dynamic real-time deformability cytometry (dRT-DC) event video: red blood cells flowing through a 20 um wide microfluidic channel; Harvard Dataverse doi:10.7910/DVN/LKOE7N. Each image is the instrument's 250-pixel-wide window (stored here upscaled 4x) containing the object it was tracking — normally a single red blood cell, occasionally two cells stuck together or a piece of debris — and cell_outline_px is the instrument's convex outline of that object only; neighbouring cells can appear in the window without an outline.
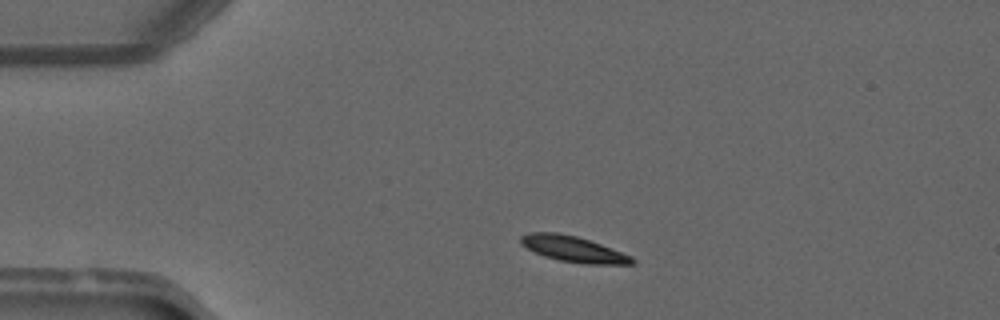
{"species": "common noctule bat (a hibernating species)", "species_latin": "Nyctalus noctula", "temperature_condition": "warm", "stored_images_in_passage": 44, "camera_frame_rate_fps": 3000, "um_per_image_px": 0.085, "animal": {"sex": "male", "forearm_length_mm": 52.5}, "frame": {"image": 1, "passage_image": 5, "time_ms": 1.333, "image_size_px": [1000, 320], "cell_outline_px": [[636, 264], [584, 264], [560, 260], [544, 256], [520, 244], [520, 236], [532, 232], [556, 232], [576, 236], [600, 244], [632, 256], [636, 260]], "centroid_in_image_um": [48.75, 21.17], "position_along_channel_um": 36.3, "area_um2": 16.59}}
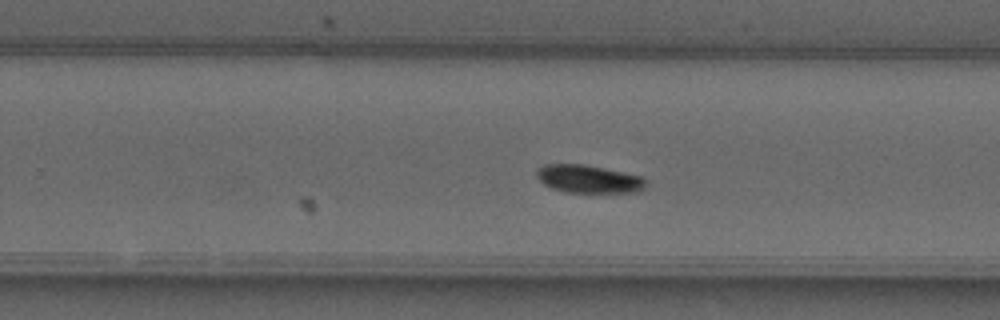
{"frame": {"image": 2, "passage_image": 26, "time_ms": 8.333, "image_size_px": [1000, 320], "cell_outline_px": [[648, 188], [640, 192], [564, 192], [552, 188], [544, 184], [536, 176], [536, 168], [544, 164], [584, 164], [644, 176]], "centroid_in_image_um": [50.07, 15.21], "position_along_channel_um": 279.7, "area_um2": 18.09}}
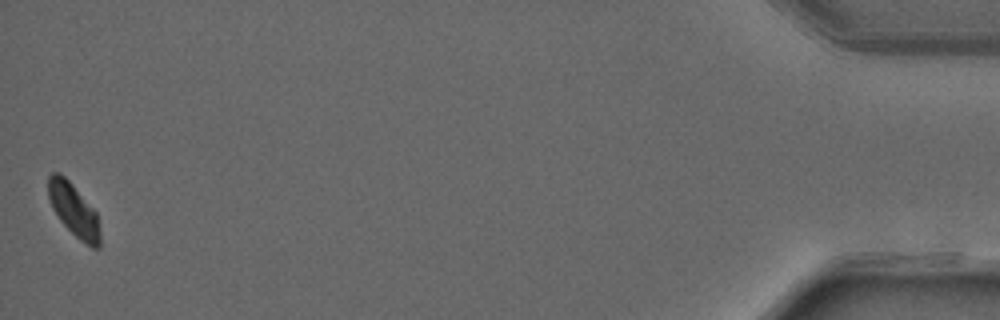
{"frame": {"image": 3, "passage_image": 44, "time_ms": 14.333, "image_size_px": [1000, 320], "cell_outline_px": [[100, 248], [92, 248], [80, 240], [60, 220], [52, 208], [48, 196], [48, 176], [52, 172], [60, 172], [72, 184], [96, 212], [100, 232]], "centroid_in_image_um": [6.26, 17.85], "position_along_channel_um": 428.9, "area_um2": 15.78}, "authors_computed_cell_mechanics": {"area_um2": 17.4556, "velocity_mm_per_s": 4.0765, "shape_relaxation_time_tau1_ms": 5.86, "shape_relaxation_time_tau2_ms": null, "deformation_change_tau1": 0.1566, "deformation_change_tau2": null}}